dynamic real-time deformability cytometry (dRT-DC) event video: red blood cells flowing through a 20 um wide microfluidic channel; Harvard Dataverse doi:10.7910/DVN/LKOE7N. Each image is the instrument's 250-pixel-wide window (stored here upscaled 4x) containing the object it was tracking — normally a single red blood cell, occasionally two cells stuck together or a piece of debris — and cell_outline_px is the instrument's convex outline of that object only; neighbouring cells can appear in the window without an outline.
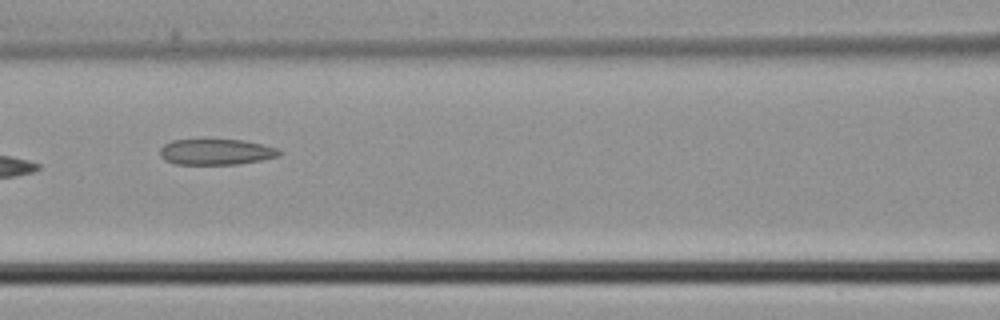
{"species": "common noctule bat (a hibernating species)", "species_latin": "Nyctalus noctula", "temperature_condition": "cold", "stored_images_in_passage": 5, "camera_frame_rate_fps": 3000, "um_per_image_px": 0.085, "animal": {"sex": "male", "body_mass_g": 21.5, "forearm_length_mm": 52.0}, "frame": {"image": 1, "passage_image": 5, "time_ms": 1.333, "image_size_px": [1000, 320], "cell_outline_px": [[284, 152], [280, 156], [240, 164], [176, 164], [164, 160], [160, 156], [160, 148], [164, 144], [172, 140], [244, 140], [280, 148]], "centroid_in_image_um": [18.41, 12.91], "position_along_channel_um": 148.2, "area_um2": 18.09}}